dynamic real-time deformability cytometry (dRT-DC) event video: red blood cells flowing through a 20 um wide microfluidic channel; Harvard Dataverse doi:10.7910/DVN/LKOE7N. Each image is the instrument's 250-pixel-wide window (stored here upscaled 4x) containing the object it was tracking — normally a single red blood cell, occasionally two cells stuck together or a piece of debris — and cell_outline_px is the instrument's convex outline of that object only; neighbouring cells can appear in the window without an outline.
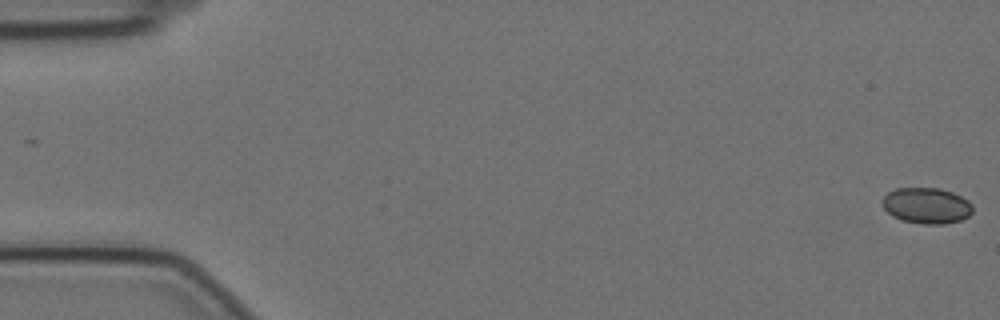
{"species": "Egyptian fruit bat (a non-hibernating species)", "species_latin": "Rousettus aegyptiacus", "temperature_condition": "cold", "stored_images_in_passage": 59, "segment_of_instrument_passage": [1, 2], "camera_frame_rate_fps": 3000, "um_per_image_px": 0.085, "animal": {"sex": "female"}, "frame": {"image": 1, "passage_image": 1, "time_ms": 0.0, "image_size_px": [1000, 320], "cell_outline_px": [[972, 212], [968, 216], [960, 220], [944, 224], [924, 224], [900, 220], [892, 216], [880, 204], [880, 200], [888, 192], [896, 188], [940, 188], [952, 192], [968, 200], [972, 204]], "centroid_in_image_um": [78.72, 17.47], "position_along_channel_um": 6.3, "area_um2": 19.07}}
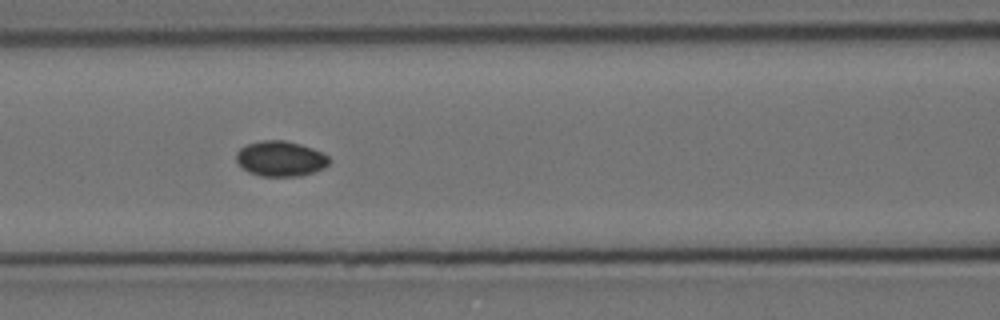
{"frame": {"image": 2, "passage_image": 25, "time_ms": 8.0, "image_size_px": [1000, 320], "cell_outline_px": [[332, 160], [324, 168], [300, 176], [260, 176], [248, 172], [236, 160], [236, 152], [240, 148], [248, 144], [260, 140], [284, 140], [300, 144], [312, 148], [328, 156]], "centroid_in_image_um": [23.84, 13.48], "position_along_channel_um": 142.8, "area_um2": 19.07}}
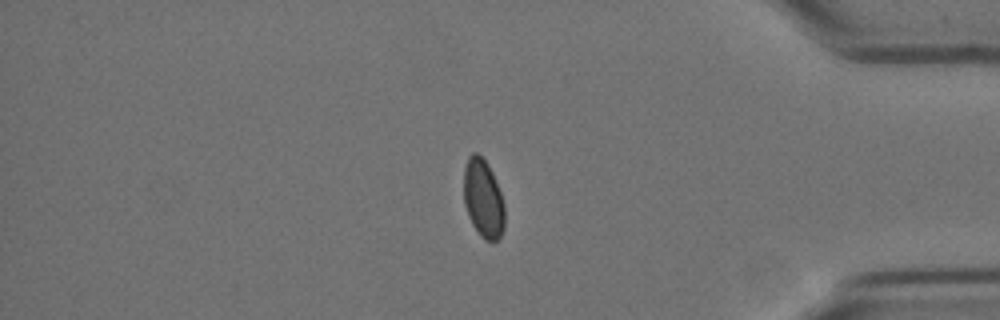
{"frame": {"image": 3, "passage_image": 49, "time_ms": 16.0, "image_size_px": [1000, 320], "cell_outline_px": [[504, 228], [500, 236], [496, 240], [484, 240], [480, 236], [472, 224], [468, 216], [464, 204], [464, 168], [468, 156], [472, 152], [476, 152], [488, 164], [492, 172], [500, 192], [504, 204]], "centroid_in_image_um": [41.06, 16.87], "position_along_channel_um": 394.1, "area_um2": 18.67}}